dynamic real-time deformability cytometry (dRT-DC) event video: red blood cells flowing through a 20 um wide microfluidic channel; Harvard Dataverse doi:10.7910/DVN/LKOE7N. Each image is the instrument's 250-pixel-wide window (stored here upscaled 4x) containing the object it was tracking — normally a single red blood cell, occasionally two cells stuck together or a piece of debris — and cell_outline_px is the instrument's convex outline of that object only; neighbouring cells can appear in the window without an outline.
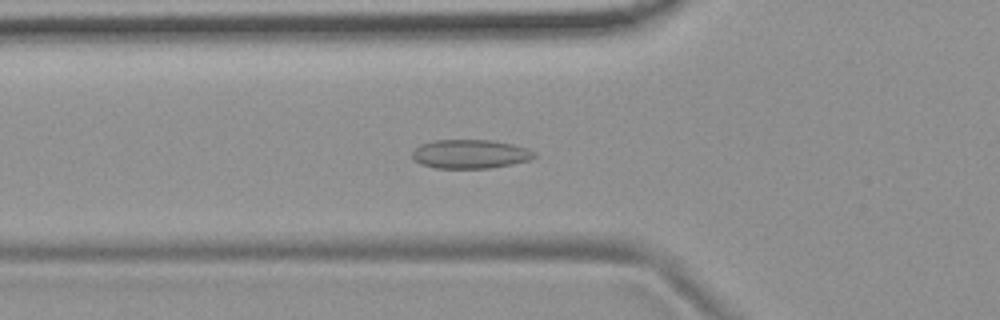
{"species": "common noctule bat (a hibernating species)", "species_latin": "Nyctalus noctula", "temperature_condition": "room temperature", "stored_images_in_passage": 53, "camera_frame_rate_fps": 3000, "um_per_image_px": 0.085, "animal": {"sex": "female", "body_mass_g": 19.9}, "frame": {"image": 1, "passage_image": 18, "time_ms": 5.667, "image_size_px": [1000, 320], "cell_outline_px": [[536, 156], [532, 160], [492, 168], [436, 168], [420, 164], [412, 156], [412, 152], [420, 144], [432, 140], [492, 140], [512, 144], [528, 148], [536, 152]], "centroid_in_image_um": [40.0, 13.09], "position_along_channel_um": 85.8, "area_um2": 20.75}}
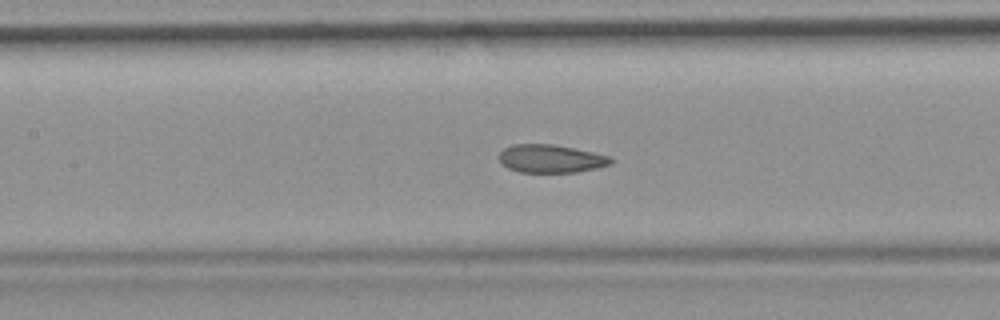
{"frame": {"image": 2, "passage_image": 24, "time_ms": 7.667, "image_size_px": [1000, 320], "cell_outline_px": [[616, 160], [612, 164], [596, 168], [576, 172], [520, 172], [508, 168], [500, 160], [500, 152], [504, 148], [512, 144], [552, 144], [612, 156]], "centroid_in_image_um": [46.87, 13.48], "position_along_channel_um": 160.5, "area_um2": 18.26}}
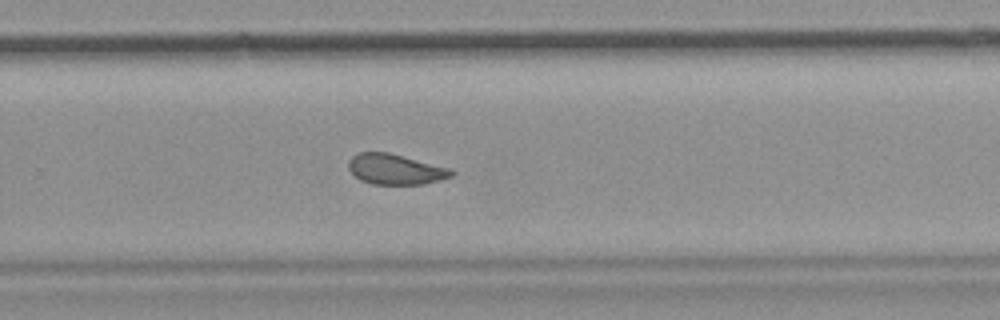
{"frame": {"image": 3, "passage_image": 35, "time_ms": 11.333, "image_size_px": [1000, 320], "cell_outline_px": [[456, 172], [452, 176], [440, 180], [424, 184], [372, 184], [360, 180], [348, 168], [348, 160], [352, 156], [360, 152], [388, 152], [452, 168]], "centroid_in_image_um": [33.64, 14.38], "position_along_channel_um": 296.2, "area_um2": 18.38}, "authors_computed_cell_mechanics": {"area_um2": 19.5364, "velocity_mm_per_s": 3.7102, "shape_relaxation_time_tau1_ms": null, "shape_relaxation_time_tau2_ms": 1.3222, "deformation_change_tau1": null, "deformation_change_tau2": 0.078}}